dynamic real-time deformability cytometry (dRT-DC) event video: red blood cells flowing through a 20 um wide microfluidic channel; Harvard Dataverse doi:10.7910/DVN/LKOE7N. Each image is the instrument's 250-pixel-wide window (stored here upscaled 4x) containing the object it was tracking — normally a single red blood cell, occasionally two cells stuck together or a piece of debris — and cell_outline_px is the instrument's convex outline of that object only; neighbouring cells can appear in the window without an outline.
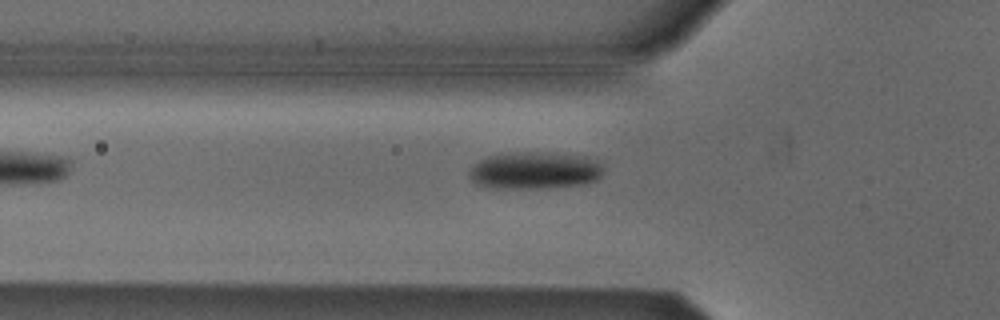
{"species": "Egyptian fruit bat (a non-hibernating species)", "species_latin": "Rousettus aegyptiacus", "temperature_condition": "cold", "stored_images_in_passage": 23, "camera_frame_rate_fps": 3000, "um_per_image_px": 0.085, "animal": {"sex": "male"}, "frame": {"image": 1, "passage_image": 3, "time_ms": 0.667, "image_size_px": [1000, 320], "cell_outline_px": [[604, 172], [596, 180], [584, 184], [536, 188], [496, 188], [476, 184], [468, 176], [468, 168], [480, 160], [488, 156], [528, 152], [548, 152], [584, 156], [596, 160], [604, 168]], "centroid_in_image_um": [45.45, 14.49], "position_along_channel_um": 80.4, "area_um2": 29.02}}
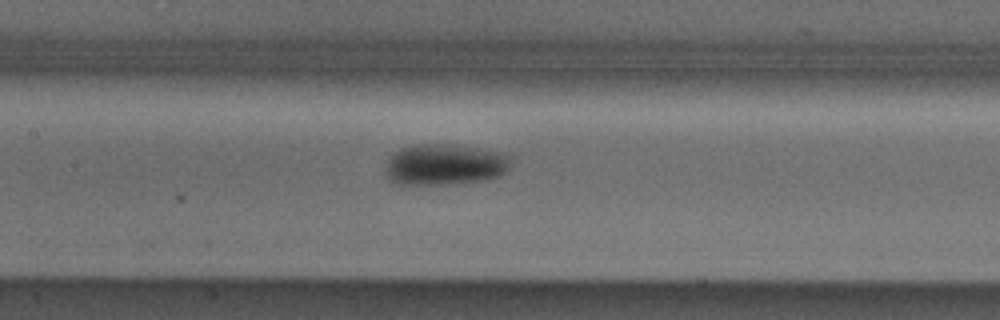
{"frame": {"image": 2, "passage_image": 10, "time_ms": 3.0, "image_size_px": [1000, 320], "cell_outline_px": [[508, 168], [500, 176], [488, 180], [448, 184], [396, 184], [388, 180], [384, 172], [384, 168], [388, 156], [392, 152], [400, 148], [412, 144], [448, 144], [504, 152], [508, 156]], "centroid_in_image_um": [37.71, 13.99], "position_along_channel_um": 169.7, "area_um2": 30.46}}
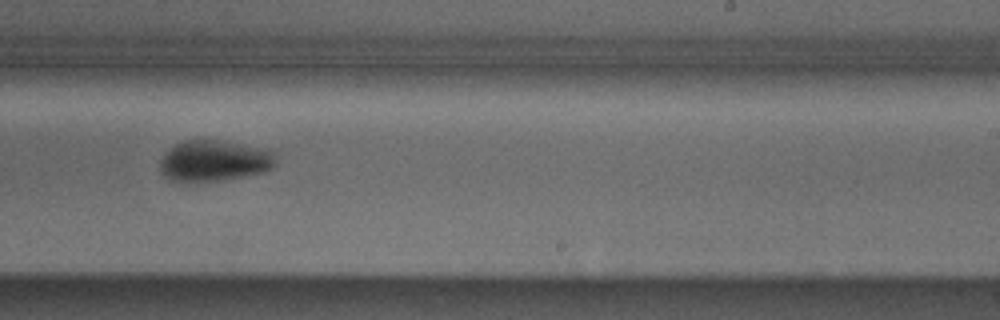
{"frame": {"image": 3, "passage_image": 18, "time_ms": 5.667, "image_size_px": [1000, 320], "cell_outline_px": [[276, 164], [268, 172], [224, 180], [168, 180], [160, 172], [160, 160], [164, 152], [168, 148], [184, 140], [216, 140], [276, 148]], "centroid_in_image_um": [18.31, 13.64], "position_along_channel_um": 270.7, "area_um2": 28.38}}